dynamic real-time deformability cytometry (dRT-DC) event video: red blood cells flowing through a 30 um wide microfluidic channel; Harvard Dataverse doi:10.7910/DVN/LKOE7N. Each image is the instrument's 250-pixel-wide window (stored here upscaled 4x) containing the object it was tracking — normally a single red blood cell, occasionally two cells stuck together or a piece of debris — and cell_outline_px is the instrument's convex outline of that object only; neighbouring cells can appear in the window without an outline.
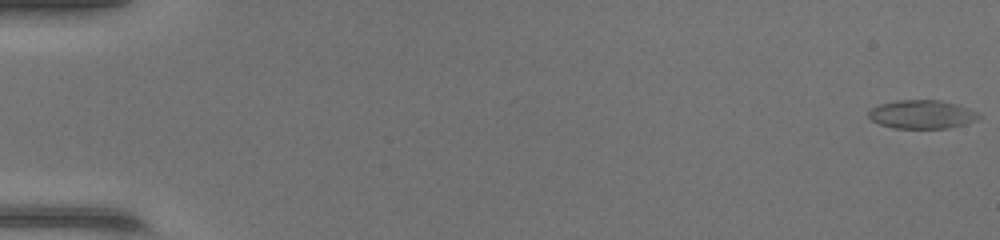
{"species": "common noctule bat (a hibernating species)", "species_latin": "Nyctalus noctula", "temperature_condition": "warm", "stored_images_in_passage": 49, "camera_frame_rate_fps": 3000, "um_per_image_px": 0.085, "animal": {"sex": "female", "body_mass_g": 17.0, "forearm_length_mm": 48.0}, "frame": {"image": 1, "passage_image": 1, "time_ms": 0.0, "image_size_px": [1000, 240], "cell_outline_px": [[980, 116], [976, 120], [968, 124], [948, 128], [896, 128], [880, 124], [872, 120], [868, 116], [868, 112], [872, 108], [880, 104], [896, 100], [940, 100], [956, 104], [980, 112]], "centroid_in_image_um": [78.4, 9.72], "position_along_channel_um": 6.6, "area_um2": 18.38}}
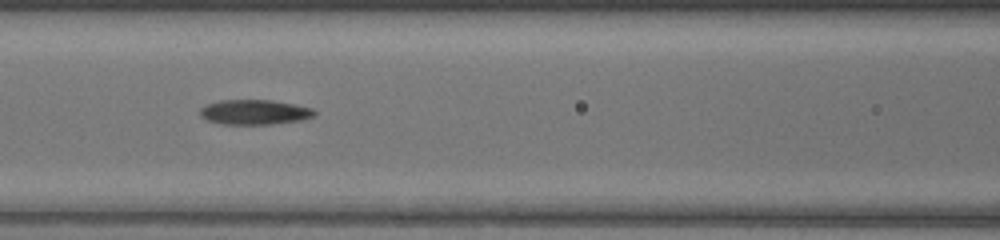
{"frame": {"image": 2, "passage_image": 23, "time_ms": 7.333, "image_size_px": [1000, 240], "cell_outline_px": [[316, 116], [300, 120], [272, 124], [224, 124], [208, 120], [200, 116], [200, 108], [204, 104], [220, 100], [272, 100], [296, 104], [312, 108], [316, 112]], "centroid_in_image_um": [21.64, 9.52], "position_along_channel_um": 145.0, "area_um2": 16.7}}
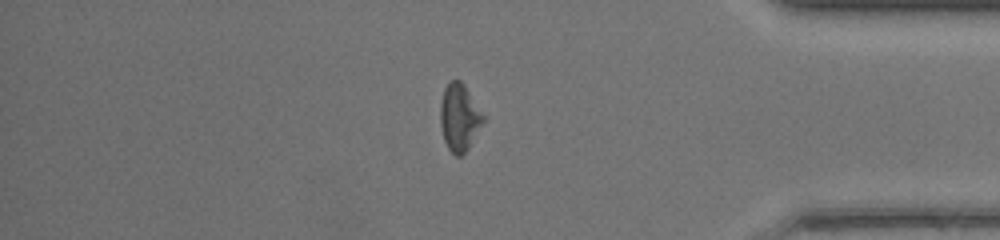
{"frame": {"image": 3, "passage_image": 42, "time_ms": 13.667, "image_size_px": [1000, 240], "cell_outline_px": [[484, 120], [468, 148], [460, 156], [456, 156], [448, 148], [444, 140], [440, 124], [440, 104], [444, 88], [448, 80], [460, 80], [464, 84], [484, 116]], "centroid_in_image_um": [39.02, 9.95], "position_along_channel_um": 396.2, "area_um2": 16.59}, "authors_computed_cell_mechanics": {"area_um2": 17.1088, "velocity_mm_per_s": 4.3637, "shape_relaxation_time_tau1_ms": null, "shape_relaxation_time_tau2_ms": 4.1289, "deformation_change_tau1": null, "deformation_change_tau2": 0.1431}}